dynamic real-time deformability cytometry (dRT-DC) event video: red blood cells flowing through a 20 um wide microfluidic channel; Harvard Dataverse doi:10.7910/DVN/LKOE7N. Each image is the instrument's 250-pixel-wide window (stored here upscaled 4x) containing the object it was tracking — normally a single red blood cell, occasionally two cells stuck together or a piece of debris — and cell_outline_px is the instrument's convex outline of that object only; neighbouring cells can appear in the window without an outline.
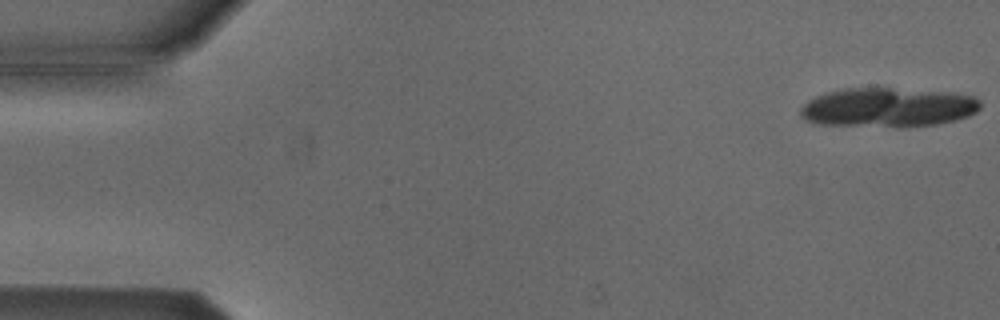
{"species": "Egyptian fruit bat (a non-hibernating species)", "species_latin": "Rousettus aegyptiacus", "temperature_condition": "cold", "stored_images_in_passage": 18, "camera_frame_rate_fps": 3000, "um_per_image_px": 0.085, "animal": {"sex": "male"}, "frame": {"image": 1, "passage_image": 1, "time_ms": 0.0, "image_size_px": [1000, 320], "cell_outline_px": [[980, 108], [976, 112], [968, 116], [956, 120], [936, 124], [900, 128], [896, 128], [812, 124], [804, 120], [800, 116], [800, 108], [808, 100], [816, 96], [828, 92], [844, 88], [892, 88], [948, 92], [972, 96], [980, 100]], "centroid_in_image_um": [75.43, 9.15], "position_along_channel_um": 9.6, "area_um2": 41.91}}